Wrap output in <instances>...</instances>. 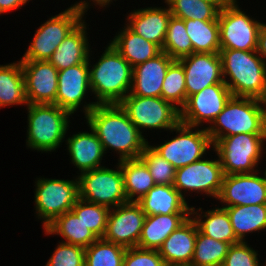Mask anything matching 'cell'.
I'll return each instance as SVG.
<instances>
[{"instance_id":"7c38bea8","label":"cell","mask_w":266,"mask_h":266,"mask_svg":"<svg viewBox=\"0 0 266 266\" xmlns=\"http://www.w3.org/2000/svg\"><path fill=\"white\" fill-rule=\"evenodd\" d=\"M119 104L141 134L144 128L171 130L180 122V110L162 97L127 95Z\"/></svg>"},{"instance_id":"484cf974","label":"cell","mask_w":266,"mask_h":266,"mask_svg":"<svg viewBox=\"0 0 266 266\" xmlns=\"http://www.w3.org/2000/svg\"><path fill=\"white\" fill-rule=\"evenodd\" d=\"M191 216V213L146 215L138 246L158 250L165 239Z\"/></svg>"},{"instance_id":"9c48e42d","label":"cell","mask_w":266,"mask_h":266,"mask_svg":"<svg viewBox=\"0 0 266 266\" xmlns=\"http://www.w3.org/2000/svg\"><path fill=\"white\" fill-rule=\"evenodd\" d=\"M117 170L100 167L78 175L79 198L110 209L128 202L119 162Z\"/></svg>"},{"instance_id":"5b68a950","label":"cell","mask_w":266,"mask_h":266,"mask_svg":"<svg viewBox=\"0 0 266 266\" xmlns=\"http://www.w3.org/2000/svg\"><path fill=\"white\" fill-rule=\"evenodd\" d=\"M27 109V147L41 152H52L60 147L71 114L56 104H28Z\"/></svg>"},{"instance_id":"836d02e7","label":"cell","mask_w":266,"mask_h":266,"mask_svg":"<svg viewBox=\"0 0 266 266\" xmlns=\"http://www.w3.org/2000/svg\"><path fill=\"white\" fill-rule=\"evenodd\" d=\"M230 246L229 243L215 240L197 230L190 266H222Z\"/></svg>"},{"instance_id":"9a60e30c","label":"cell","mask_w":266,"mask_h":266,"mask_svg":"<svg viewBox=\"0 0 266 266\" xmlns=\"http://www.w3.org/2000/svg\"><path fill=\"white\" fill-rule=\"evenodd\" d=\"M146 214L137 202L112 208L103 239L126 248L138 246Z\"/></svg>"},{"instance_id":"cb8c5ba5","label":"cell","mask_w":266,"mask_h":266,"mask_svg":"<svg viewBox=\"0 0 266 266\" xmlns=\"http://www.w3.org/2000/svg\"><path fill=\"white\" fill-rule=\"evenodd\" d=\"M85 23V20H82L66 36L57 47V50L49 58L48 61L54 65L58 71L84 63L90 57L87 25Z\"/></svg>"},{"instance_id":"74e56055","label":"cell","mask_w":266,"mask_h":266,"mask_svg":"<svg viewBox=\"0 0 266 266\" xmlns=\"http://www.w3.org/2000/svg\"><path fill=\"white\" fill-rule=\"evenodd\" d=\"M161 97L179 110L187 101L184 68L178 60H174L166 72Z\"/></svg>"},{"instance_id":"603a6c76","label":"cell","mask_w":266,"mask_h":266,"mask_svg":"<svg viewBox=\"0 0 266 266\" xmlns=\"http://www.w3.org/2000/svg\"><path fill=\"white\" fill-rule=\"evenodd\" d=\"M89 129L90 133L78 132L66 140L71 162L80 173L104 167L101 161L106 152L95 131L91 127Z\"/></svg>"},{"instance_id":"bcb514c9","label":"cell","mask_w":266,"mask_h":266,"mask_svg":"<svg viewBox=\"0 0 266 266\" xmlns=\"http://www.w3.org/2000/svg\"><path fill=\"white\" fill-rule=\"evenodd\" d=\"M207 2L214 3L219 9L225 7L231 0H204Z\"/></svg>"},{"instance_id":"7bdbcfd3","label":"cell","mask_w":266,"mask_h":266,"mask_svg":"<svg viewBox=\"0 0 266 266\" xmlns=\"http://www.w3.org/2000/svg\"><path fill=\"white\" fill-rule=\"evenodd\" d=\"M123 266H166L158 250L140 247L127 248Z\"/></svg>"},{"instance_id":"7402d4cb","label":"cell","mask_w":266,"mask_h":266,"mask_svg":"<svg viewBox=\"0 0 266 266\" xmlns=\"http://www.w3.org/2000/svg\"><path fill=\"white\" fill-rule=\"evenodd\" d=\"M127 16V25L145 40L156 44L161 50L172 14L169 7H147L132 11Z\"/></svg>"},{"instance_id":"8fae6325","label":"cell","mask_w":266,"mask_h":266,"mask_svg":"<svg viewBox=\"0 0 266 266\" xmlns=\"http://www.w3.org/2000/svg\"><path fill=\"white\" fill-rule=\"evenodd\" d=\"M221 49L255 51L261 22L241 11L237 0H231L218 15Z\"/></svg>"},{"instance_id":"5bb4252c","label":"cell","mask_w":266,"mask_h":266,"mask_svg":"<svg viewBox=\"0 0 266 266\" xmlns=\"http://www.w3.org/2000/svg\"><path fill=\"white\" fill-rule=\"evenodd\" d=\"M231 96L225 83L207 86L187 98L180 109V122L193 127L203 126L202 122L211 125Z\"/></svg>"},{"instance_id":"277c9868","label":"cell","mask_w":266,"mask_h":266,"mask_svg":"<svg viewBox=\"0 0 266 266\" xmlns=\"http://www.w3.org/2000/svg\"><path fill=\"white\" fill-rule=\"evenodd\" d=\"M206 130L213 144L220 138L241 133L265 134L266 112L259 99L231 96Z\"/></svg>"},{"instance_id":"8d00e7d4","label":"cell","mask_w":266,"mask_h":266,"mask_svg":"<svg viewBox=\"0 0 266 266\" xmlns=\"http://www.w3.org/2000/svg\"><path fill=\"white\" fill-rule=\"evenodd\" d=\"M161 51L179 60L193 53V46L186 32L184 20L171 16Z\"/></svg>"},{"instance_id":"4dcf8cb0","label":"cell","mask_w":266,"mask_h":266,"mask_svg":"<svg viewBox=\"0 0 266 266\" xmlns=\"http://www.w3.org/2000/svg\"><path fill=\"white\" fill-rule=\"evenodd\" d=\"M223 208L227 210L234 233L240 242H246V234L266 229V204Z\"/></svg>"},{"instance_id":"6da1fadb","label":"cell","mask_w":266,"mask_h":266,"mask_svg":"<svg viewBox=\"0 0 266 266\" xmlns=\"http://www.w3.org/2000/svg\"><path fill=\"white\" fill-rule=\"evenodd\" d=\"M83 111L88 127H91L100 142L104 152L108 149L119 154V160L137 159L148 145L126 111L120 104H95L83 105Z\"/></svg>"},{"instance_id":"d6986e66","label":"cell","mask_w":266,"mask_h":266,"mask_svg":"<svg viewBox=\"0 0 266 266\" xmlns=\"http://www.w3.org/2000/svg\"><path fill=\"white\" fill-rule=\"evenodd\" d=\"M89 69L87 60L58 71L56 105L71 115L83 105L87 91H91Z\"/></svg>"},{"instance_id":"8992f818","label":"cell","mask_w":266,"mask_h":266,"mask_svg":"<svg viewBox=\"0 0 266 266\" xmlns=\"http://www.w3.org/2000/svg\"><path fill=\"white\" fill-rule=\"evenodd\" d=\"M90 6L87 0L80 1L68 9L52 16L35 31L32 43L21 60H49L66 36L83 20Z\"/></svg>"},{"instance_id":"3957f363","label":"cell","mask_w":266,"mask_h":266,"mask_svg":"<svg viewBox=\"0 0 266 266\" xmlns=\"http://www.w3.org/2000/svg\"><path fill=\"white\" fill-rule=\"evenodd\" d=\"M219 54L223 80L232 96L260 99L265 90L266 64L257 50L220 49Z\"/></svg>"},{"instance_id":"f1b7e54d","label":"cell","mask_w":266,"mask_h":266,"mask_svg":"<svg viewBox=\"0 0 266 266\" xmlns=\"http://www.w3.org/2000/svg\"><path fill=\"white\" fill-rule=\"evenodd\" d=\"M47 235H60L63 243L89 247L98 237L88 229L77 215L70 210L56 217L49 225L43 228Z\"/></svg>"},{"instance_id":"c3c4849f","label":"cell","mask_w":266,"mask_h":266,"mask_svg":"<svg viewBox=\"0 0 266 266\" xmlns=\"http://www.w3.org/2000/svg\"><path fill=\"white\" fill-rule=\"evenodd\" d=\"M260 100V103L264 109V111L266 112V83H265V90H264V93L262 95V97L259 99Z\"/></svg>"},{"instance_id":"ee69618b","label":"cell","mask_w":266,"mask_h":266,"mask_svg":"<svg viewBox=\"0 0 266 266\" xmlns=\"http://www.w3.org/2000/svg\"><path fill=\"white\" fill-rule=\"evenodd\" d=\"M257 53L266 64V24L263 22L258 34Z\"/></svg>"},{"instance_id":"e0dca14e","label":"cell","mask_w":266,"mask_h":266,"mask_svg":"<svg viewBox=\"0 0 266 266\" xmlns=\"http://www.w3.org/2000/svg\"><path fill=\"white\" fill-rule=\"evenodd\" d=\"M28 104H56L58 70L48 60H20Z\"/></svg>"},{"instance_id":"d4e9b609","label":"cell","mask_w":266,"mask_h":266,"mask_svg":"<svg viewBox=\"0 0 266 266\" xmlns=\"http://www.w3.org/2000/svg\"><path fill=\"white\" fill-rule=\"evenodd\" d=\"M137 203L146 215L191 213L186 199L173 185L156 184Z\"/></svg>"},{"instance_id":"7dc6e473","label":"cell","mask_w":266,"mask_h":266,"mask_svg":"<svg viewBox=\"0 0 266 266\" xmlns=\"http://www.w3.org/2000/svg\"><path fill=\"white\" fill-rule=\"evenodd\" d=\"M92 2H94L93 4L96 5H100V7H106L107 5L109 6L111 2H113L112 0H91Z\"/></svg>"},{"instance_id":"2e32d148","label":"cell","mask_w":266,"mask_h":266,"mask_svg":"<svg viewBox=\"0 0 266 266\" xmlns=\"http://www.w3.org/2000/svg\"><path fill=\"white\" fill-rule=\"evenodd\" d=\"M253 173L224 175L217 200L221 207L266 204V170L263 176Z\"/></svg>"},{"instance_id":"ba28073f","label":"cell","mask_w":266,"mask_h":266,"mask_svg":"<svg viewBox=\"0 0 266 266\" xmlns=\"http://www.w3.org/2000/svg\"><path fill=\"white\" fill-rule=\"evenodd\" d=\"M179 122L170 132L178 135L163 144L150 147L171 163L175 169L182 168L203 159L206 150L213 147V143L206 128L200 129ZM195 130V131H193Z\"/></svg>"},{"instance_id":"4316f807","label":"cell","mask_w":266,"mask_h":266,"mask_svg":"<svg viewBox=\"0 0 266 266\" xmlns=\"http://www.w3.org/2000/svg\"><path fill=\"white\" fill-rule=\"evenodd\" d=\"M119 54L133 67L154 58L161 49L133 32L127 25L110 42Z\"/></svg>"},{"instance_id":"ffe728a7","label":"cell","mask_w":266,"mask_h":266,"mask_svg":"<svg viewBox=\"0 0 266 266\" xmlns=\"http://www.w3.org/2000/svg\"><path fill=\"white\" fill-rule=\"evenodd\" d=\"M173 61L174 59L161 51L154 58L133 67L132 84L128 95L161 97L163 81Z\"/></svg>"},{"instance_id":"60d3db41","label":"cell","mask_w":266,"mask_h":266,"mask_svg":"<svg viewBox=\"0 0 266 266\" xmlns=\"http://www.w3.org/2000/svg\"><path fill=\"white\" fill-rule=\"evenodd\" d=\"M85 248L61 242L45 266H84Z\"/></svg>"},{"instance_id":"1f68e13d","label":"cell","mask_w":266,"mask_h":266,"mask_svg":"<svg viewBox=\"0 0 266 266\" xmlns=\"http://www.w3.org/2000/svg\"><path fill=\"white\" fill-rule=\"evenodd\" d=\"M18 104L28 105L20 61L0 65V108Z\"/></svg>"},{"instance_id":"e575fe53","label":"cell","mask_w":266,"mask_h":266,"mask_svg":"<svg viewBox=\"0 0 266 266\" xmlns=\"http://www.w3.org/2000/svg\"><path fill=\"white\" fill-rule=\"evenodd\" d=\"M126 247L98 238L85 248L84 266H123Z\"/></svg>"},{"instance_id":"f546056e","label":"cell","mask_w":266,"mask_h":266,"mask_svg":"<svg viewBox=\"0 0 266 266\" xmlns=\"http://www.w3.org/2000/svg\"><path fill=\"white\" fill-rule=\"evenodd\" d=\"M118 162L123 174L124 191L128 202L139 201L156 185L147 166L140 158Z\"/></svg>"},{"instance_id":"44dd1931","label":"cell","mask_w":266,"mask_h":266,"mask_svg":"<svg viewBox=\"0 0 266 266\" xmlns=\"http://www.w3.org/2000/svg\"><path fill=\"white\" fill-rule=\"evenodd\" d=\"M198 227L190 217L173 231L158 249L166 266H190L194 254Z\"/></svg>"},{"instance_id":"ab89813d","label":"cell","mask_w":266,"mask_h":266,"mask_svg":"<svg viewBox=\"0 0 266 266\" xmlns=\"http://www.w3.org/2000/svg\"><path fill=\"white\" fill-rule=\"evenodd\" d=\"M147 166L155 184L173 185L176 169L148 144L139 157Z\"/></svg>"},{"instance_id":"d590c367","label":"cell","mask_w":266,"mask_h":266,"mask_svg":"<svg viewBox=\"0 0 266 266\" xmlns=\"http://www.w3.org/2000/svg\"><path fill=\"white\" fill-rule=\"evenodd\" d=\"M173 17L182 20H218L220 9L204 0H165Z\"/></svg>"},{"instance_id":"4fadbf2b","label":"cell","mask_w":266,"mask_h":266,"mask_svg":"<svg viewBox=\"0 0 266 266\" xmlns=\"http://www.w3.org/2000/svg\"><path fill=\"white\" fill-rule=\"evenodd\" d=\"M223 178L224 172L219 159L204 158L176 169L173 186L184 199V192L187 193V191L205 193V195L217 199Z\"/></svg>"},{"instance_id":"83f0119b","label":"cell","mask_w":266,"mask_h":266,"mask_svg":"<svg viewBox=\"0 0 266 266\" xmlns=\"http://www.w3.org/2000/svg\"><path fill=\"white\" fill-rule=\"evenodd\" d=\"M195 210L194 207H191V217L196 222L198 230L202 234L215 240L229 243L230 245L240 242L234 233L228 212L225 208L216 207L206 212H203L202 208H199L197 211ZM202 212L204 215H202ZM202 217H205L206 219L202 220Z\"/></svg>"},{"instance_id":"52a82bcc","label":"cell","mask_w":266,"mask_h":266,"mask_svg":"<svg viewBox=\"0 0 266 266\" xmlns=\"http://www.w3.org/2000/svg\"><path fill=\"white\" fill-rule=\"evenodd\" d=\"M265 134H236L220 138L213 144L224 175L253 173L258 171L262 157Z\"/></svg>"},{"instance_id":"ac0fdd59","label":"cell","mask_w":266,"mask_h":266,"mask_svg":"<svg viewBox=\"0 0 266 266\" xmlns=\"http://www.w3.org/2000/svg\"><path fill=\"white\" fill-rule=\"evenodd\" d=\"M178 61L184 68L187 98L207 86L224 83L219 53H192Z\"/></svg>"},{"instance_id":"f6af8a7d","label":"cell","mask_w":266,"mask_h":266,"mask_svg":"<svg viewBox=\"0 0 266 266\" xmlns=\"http://www.w3.org/2000/svg\"><path fill=\"white\" fill-rule=\"evenodd\" d=\"M30 0H0V15L10 10L18 9L23 7Z\"/></svg>"},{"instance_id":"30bf717a","label":"cell","mask_w":266,"mask_h":266,"mask_svg":"<svg viewBox=\"0 0 266 266\" xmlns=\"http://www.w3.org/2000/svg\"><path fill=\"white\" fill-rule=\"evenodd\" d=\"M35 210L43 227L69 212L79 199L78 178L74 180L38 178L35 182Z\"/></svg>"},{"instance_id":"f35d334b","label":"cell","mask_w":266,"mask_h":266,"mask_svg":"<svg viewBox=\"0 0 266 266\" xmlns=\"http://www.w3.org/2000/svg\"><path fill=\"white\" fill-rule=\"evenodd\" d=\"M71 210L98 238H103L110 208L79 198Z\"/></svg>"},{"instance_id":"7a4b0ae2","label":"cell","mask_w":266,"mask_h":266,"mask_svg":"<svg viewBox=\"0 0 266 266\" xmlns=\"http://www.w3.org/2000/svg\"><path fill=\"white\" fill-rule=\"evenodd\" d=\"M93 66L88 58L90 88L95 104H119L129 93L132 84V66L111 43Z\"/></svg>"},{"instance_id":"b9f144b4","label":"cell","mask_w":266,"mask_h":266,"mask_svg":"<svg viewBox=\"0 0 266 266\" xmlns=\"http://www.w3.org/2000/svg\"><path fill=\"white\" fill-rule=\"evenodd\" d=\"M257 252L247 242L231 245L222 266H260Z\"/></svg>"},{"instance_id":"d6a6232c","label":"cell","mask_w":266,"mask_h":266,"mask_svg":"<svg viewBox=\"0 0 266 266\" xmlns=\"http://www.w3.org/2000/svg\"><path fill=\"white\" fill-rule=\"evenodd\" d=\"M186 32L193 46V53H219L220 37L218 20H184Z\"/></svg>"}]
</instances>
